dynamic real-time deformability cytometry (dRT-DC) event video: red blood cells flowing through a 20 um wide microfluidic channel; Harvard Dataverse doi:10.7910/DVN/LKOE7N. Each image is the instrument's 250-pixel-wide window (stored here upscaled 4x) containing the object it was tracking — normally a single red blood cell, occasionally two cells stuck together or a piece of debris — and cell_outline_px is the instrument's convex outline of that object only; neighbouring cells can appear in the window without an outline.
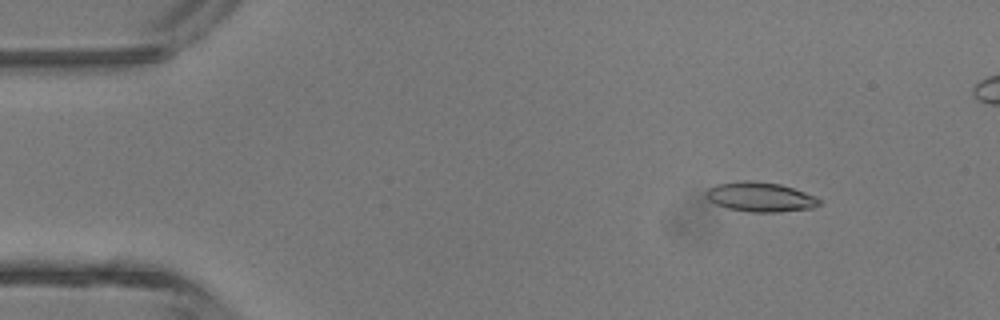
{"species": "common noctule bat (a hibernating species)", "species_latin": "Nyctalus noctula", "temperature_condition": "room temperature", "stored_images_in_passage": 4, "camera_frame_rate_fps": 3000, "um_per_image_px": 0.085, "animal": {"sex": "male", "body_mass_g": 13.3}, "frame": {"image": 1, "passage_image": 1, "time_ms": 0.0, "image_size_px": [1000, 320], "cell_outline_px": [[820, 204], [812, 208], [780, 212], [748, 212], [728, 208], [716, 204], [708, 200], [704, 196], [704, 192], [708, 188], [716, 184], [736, 180], [752, 180], [780, 184], [816, 196], [820, 200]], "centroid_in_image_um": [64.57, 16.73], "position_along_channel_um": 20.4, "area_um2": 19.77}}
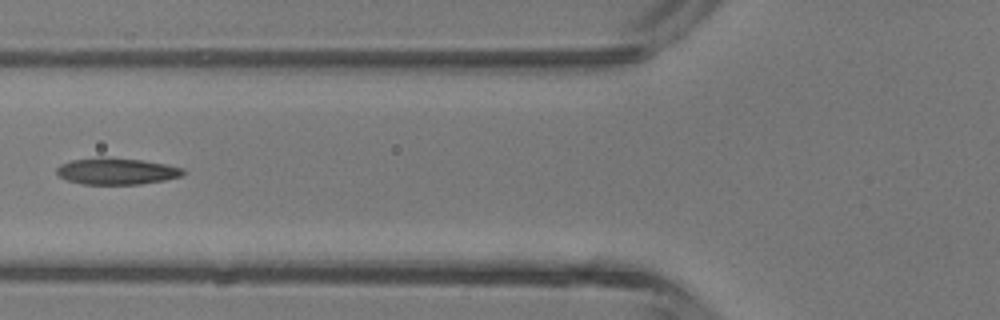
{"frame": {"image": 2, "passage_image": 4, "time_ms": 4.0, "image_size_px": [1000, 320], "cell_outline_px": [[184, 176], [164, 180], [140, 184], [84, 184], [68, 180], [60, 176], [56, 172], [56, 168], [60, 164], [72, 160], [100, 156], [104, 156], [140, 160], [164, 164], [184, 168]], "centroid_in_image_um": [9.91, 14.54], "position_along_channel_um": 115.9, "area_um2": 19.59}}